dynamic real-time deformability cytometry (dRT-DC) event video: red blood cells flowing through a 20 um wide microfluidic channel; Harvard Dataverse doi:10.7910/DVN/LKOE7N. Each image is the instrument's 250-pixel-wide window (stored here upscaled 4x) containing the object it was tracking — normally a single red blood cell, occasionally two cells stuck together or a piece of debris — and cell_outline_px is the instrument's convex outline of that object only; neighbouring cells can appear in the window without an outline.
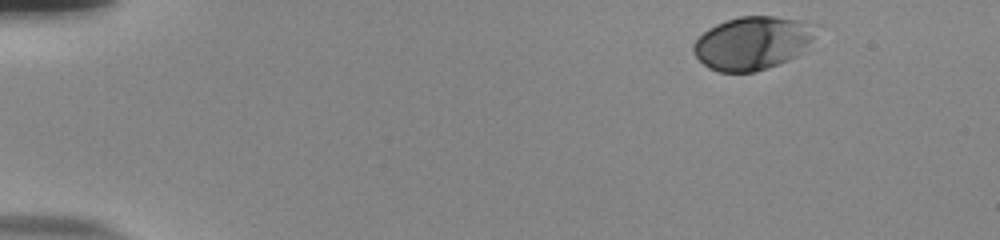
{"species": "human", "species_latin": "Homo sapiens", "temperature_condition": "room temperature", "stored_images_in_passage": 49, "camera_frame_rate_fps": 3000, "um_per_image_px": 0.085, "donor": {"sex": "male"}, "frame": {"image": 1, "passage_image": 1, "time_ms": 0.0, "image_size_px": [1000, 240], "cell_outline_px": [[820, 24], [812, 40], [796, 56], [788, 60], [752, 72], [720, 72], [708, 68], [692, 52], [692, 44], [708, 28], [716, 24], [740, 16], [776, 16], [804, 20]], "centroid_in_image_um": [63.99, 3.63], "position_along_channel_um": 21.0, "area_um2": 38.09}}
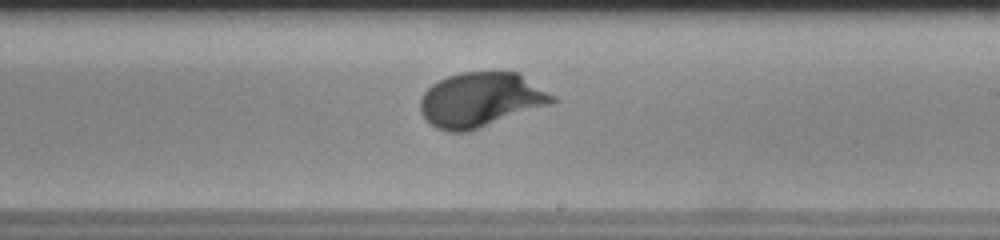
{"frame": {"image": 2, "passage_image": 28, "time_ms": 9.0, "image_size_px": [1000, 240], "cell_outline_px": [[556, 100], [552, 104], [468, 132], [448, 132], [436, 128], [420, 112], [420, 100], [424, 92], [432, 84], [448, 76], [460, 72], [520, 72], [556, 96]], "centroid_in_image_um": [40.9, 8.48], "position_along_channel_um": 248.1, "area_um2": 42.19}}
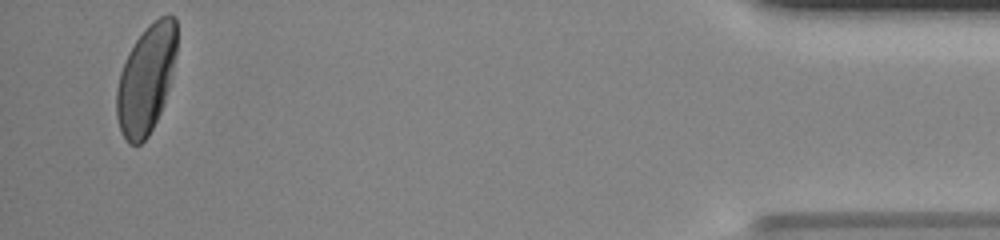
{"frame": {"image": 3, "passage_image": 47, "time_ms": 15.333, "image_size_px": [1000, 240], "cell_outline_px": [[176, 52], [168, 88], [164, 104], [148, 136], [140, 144], [128, 144], [120, 128], [116, 116], [116, 88], [120, 72], [128, 52], [136, 40], [160, 16], [172, 16], [176, 20]], "centroid_in_image_um": [12.4, 6.78], "position_along_channel_um": 422.8, "area_um2": 37.34}, "authors_computed_cell_mechanics": {"area_um2": 38.3792, "velocity_mm_per_s": 3.8317, "shape_relaxation_time_tau1_ms": 2.2525, "shape_relaxation_time_tau2_ms": null, "deformation_change_tau1": 0.1327, "deformation_change_tau2": null}}